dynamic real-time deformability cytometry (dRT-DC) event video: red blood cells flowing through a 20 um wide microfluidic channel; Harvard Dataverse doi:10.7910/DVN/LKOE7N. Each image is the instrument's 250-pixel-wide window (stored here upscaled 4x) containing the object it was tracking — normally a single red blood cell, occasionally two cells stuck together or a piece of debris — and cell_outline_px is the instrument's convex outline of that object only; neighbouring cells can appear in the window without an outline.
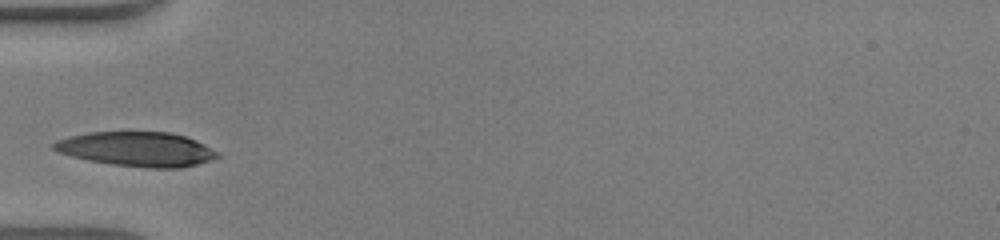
{"species": "human", "species_latin": "Homo sapiens", "temperature_condition": "warm", "stored_images_in_passage": 23, "camera_frame_rate_fps": 3000, "um_per_image_px": 0.085, "donor": {"sex": "male"}, "frame": {"image": 1, "passage_image": 1, "time_ms": 0.0, "image_size_px": [1000, 240], "cell_outline_px": [[220, 156], [212, 160], [180, 168], [148, 168], [112, 164], [88, 160], [72, 156], [60, 152], [52, 148], [52, 144], [56, 140], [88, 132], [172, 132], [196, 140], [220, 152]], "centroid_in_image_um": [11.68, 12.67], "position_along_channel_um": 73.3, "area_um2": 32.89}}
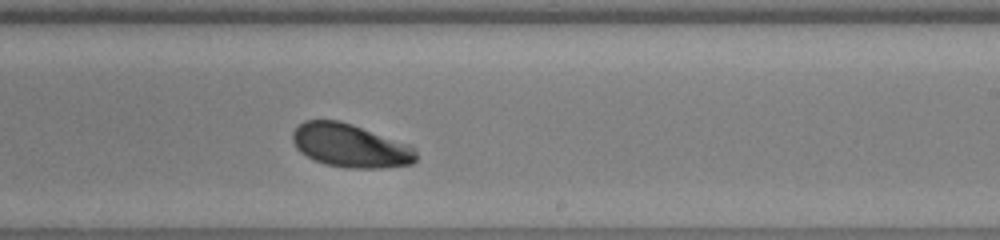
{"frame": {"image": 2, "passage_image": 14, "time_ms": 4.333, "image_size_px": [1000, 240], "cell_outline_px": [[416, 160], [412, 164], [380, 168], [348, 168], [324, 164], [300, 152], [296, 148], [292, 140], [292, 132], [304, 120], [340, 120], [412, 144], [416, 152]], "centroid_in_image_um": [29.8, 12.37], "position_along_channel_um": 259.2, "area_um2": 31.5}}
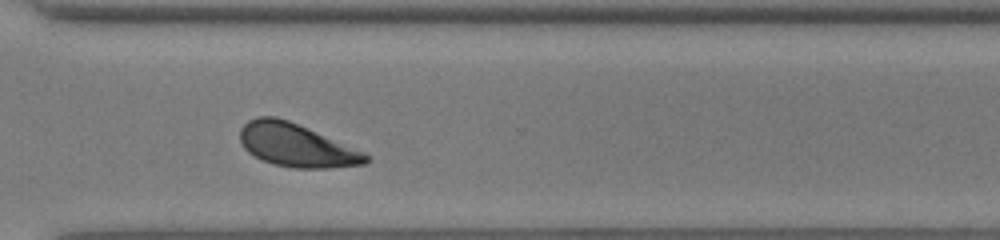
{"frame": {"image": 3, "passage_image": 20, "time_ms": 6.333, "image_size_px": [1000, 240], "cell_outline_px": [[368, 160], [364, 164], [328, 168], [292, 168], [272, 164], [248, 152], [244, 148], [240, 140], [240, 128], [248, 120], [256, 116], [276, 116], [288, 120], [364, 152], [368, 156]], "centroid_in_image_um": [25.14, 12.34], "position_along_channel_um": 345.5, "area_um2": 31.33}, "authors_computed_cell_mechanics": {"area_um2": 31.7322, "velocity_mm_per_s": 4.2886, "shape_relaxation_time_tau1_ms": 1.4446, "shape_relaxation_time_tau2_ms": null, "deformation_change_tau1": 0.1041, "deformation_change_tau2": null}}